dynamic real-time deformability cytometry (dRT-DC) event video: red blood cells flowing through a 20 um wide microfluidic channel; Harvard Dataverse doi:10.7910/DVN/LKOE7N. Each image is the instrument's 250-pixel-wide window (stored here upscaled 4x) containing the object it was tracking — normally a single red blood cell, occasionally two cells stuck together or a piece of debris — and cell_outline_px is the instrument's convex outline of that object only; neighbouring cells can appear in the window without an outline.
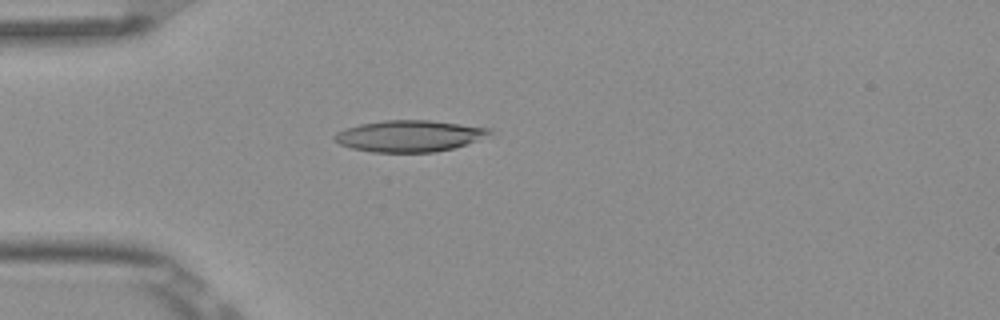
{"species": "Egyptian fruit bat (a non-hibernating species)", "species_latin": "Rousettus aegyptiacus", "temperature_condition": "room temperature", "stored_images_in_passage": 1, "camera_frame_rate_fps": 3000, "um_per_image_px": 0.085, "frame": {"image": 1, "passage_image": 1, "time_ms": 0.0, "image_size_px": [1000, 320], "cell_outline_px": [[492, 132], [476, 140], [452, 148], [436, 152], [372, 152], [352, 148], [340, 144], [332, 136], [336, 132], [344, 128], [360, 124], [384, 120], [428, 120], [492, 128]], "centroid_in_image_um": [34.74, 11.55], "position_along_channel_um": 50.3, "area_um2": 28.15}}